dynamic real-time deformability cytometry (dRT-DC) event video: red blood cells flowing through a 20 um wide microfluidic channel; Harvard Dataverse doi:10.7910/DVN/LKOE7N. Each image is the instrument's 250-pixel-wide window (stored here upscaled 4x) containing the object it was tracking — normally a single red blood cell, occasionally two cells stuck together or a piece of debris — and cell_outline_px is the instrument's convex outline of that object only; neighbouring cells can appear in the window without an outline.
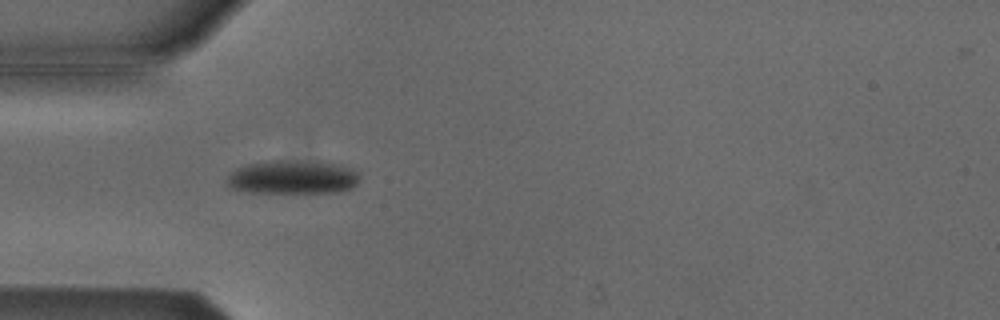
{"species": "Egyptian fruit bat (a non-hibernating species)", "species_latin": "Rousettus aegyptiacus", "temperature_condition": "cold", "stored_images_in_passage": 33, "camera_frame_rate_fps": 3000, "um_per_image_px": 0.085, "animal": {"sex": "male"}, "frame": {"image": 1, "passage_image": 5, "time_ms": 1.333, "image_size_px": [1000, 320], "cell_outline_px": [[360, 180], [352, 188], [340, 192], [248, 192], [232, 188], [224, 180], [236, 168], [248, 164], [276, 160], [280, 160], [340, 164], [352, 168], [360, 172]], "centroid_in_image_um": [24.92, 15.06], "position_along_channel_um": 60.1, "area_um2": 26.01}}
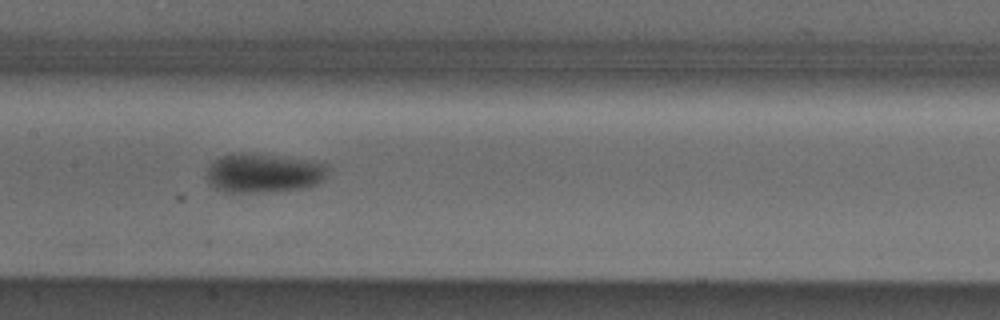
{"frame": {"image": 2, "passage_image": 15, "time_ms": 4.667, "image_size_px": [1000, 320], "cell_outline_px": [[328, 164], [324, 180], [308, 188], [256, 192], [224, 192], [208, 184], [208, 168], [216, 160], [224, 156], [240, 152], [312, 160]], "centroid_in_image_um": [22.44, 14.72], "position_along_channel_um": 185.0, "area_um2": 27.46}}
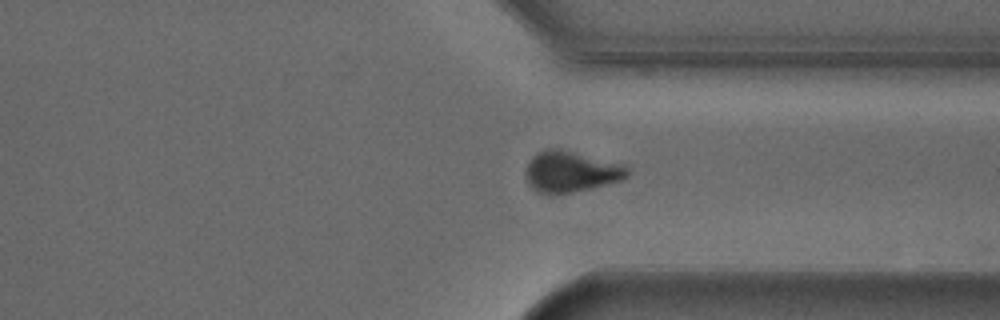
{"frame": {"image": 3, "passage_image": 29, "time_ms": 9.333, "image_size_px": [1000, 320], "cell_outline_px": [[628, 176], [620, 180], [572, 192], [536, 192], [528, 184], [524, 176], [528, 164], [532, 156], [536, 152], [544, 148], [560, 148], [624, 164], [628, 168]], "centroid_in_image_um": [48.49, 14.54], "position_along_channel_um": 362.9, "area_um2": 24.1}, "authors_computed_cell_mechanics": {"area_um2": 26.4146, "velocity_mm_per_s": 3.8202, "shape_relaxation_time_tau1_ms": 2.9348, "shape_relaxation_time_tau2_ms": null, "deformation_change_tau1": 0.0961, "deformation_change_tau2": null}}